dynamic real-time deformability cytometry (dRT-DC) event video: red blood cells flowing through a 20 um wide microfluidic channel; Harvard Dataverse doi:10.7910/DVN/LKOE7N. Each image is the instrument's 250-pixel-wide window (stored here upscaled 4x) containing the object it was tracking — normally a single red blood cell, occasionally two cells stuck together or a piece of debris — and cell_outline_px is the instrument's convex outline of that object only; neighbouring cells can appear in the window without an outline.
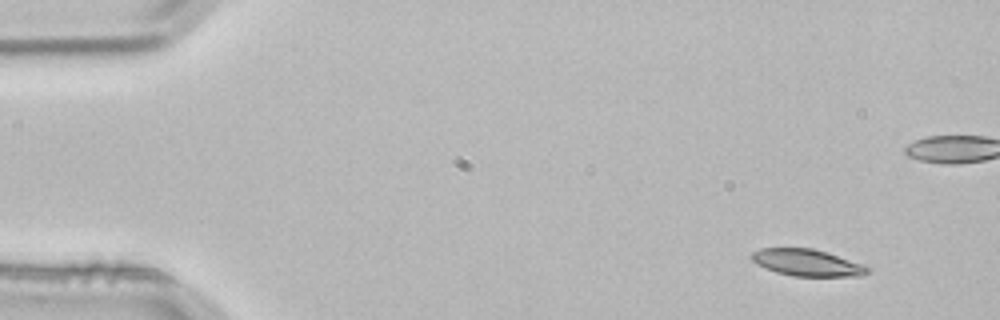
{"species": "common noctule bat (a hibernating species)", "species_latin": "Nyctalus noctula", "temperature_condition": "room temperature", "stored_images_in_passage": 4, "camera_frame_rate_fps": 3000, "um_per_image_px": 0.085, "animal": {"sex": "male", "body_mass_g": 21.5, "forearm_length_mm": 52.0}, "frame": {"image": 1, "passage_image": 1, "time_ms": 0.0, "image_size_px": [1000, 320], "cell_outline_px": [[872, 272], [864, 276], [792, 276], [776, 272], [764, 268], [756, 264], [748, 256], [752, 252], [760, 248], [812, 248], [860, 264], [868, 268]], "centroid_in_image_um": [68.53, 22.34], "position_along_channel_um": 16.5, "area_um2": 17.98}}
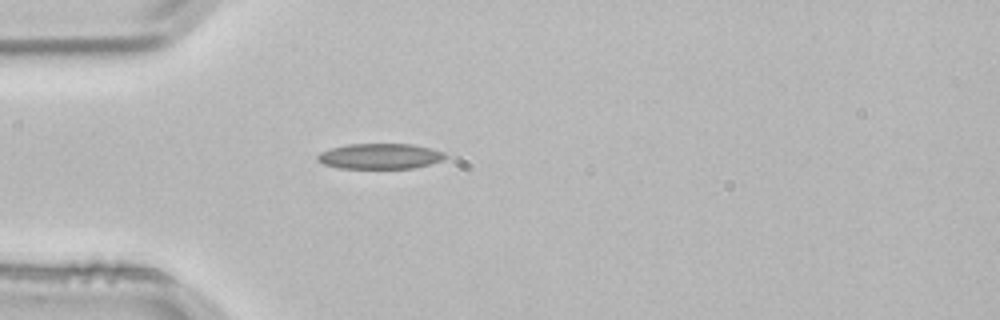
{"frame": {"image": 2, "passage_image": 4, "time_ms": 1.0, "image_size_px": [1000, 320], "cell_outline_px": [[448, 156], [444, 160], [412, 168], [340, 168], [324, 164], [316, 160], [316, 156], [320, 152], [332, 148], [348, 144], [412, 144], [444, 152]], "centroid_in_image_um": [32.29, 13.28], "position_along_channel_um": 52.7, "area_um2": 18.84}}